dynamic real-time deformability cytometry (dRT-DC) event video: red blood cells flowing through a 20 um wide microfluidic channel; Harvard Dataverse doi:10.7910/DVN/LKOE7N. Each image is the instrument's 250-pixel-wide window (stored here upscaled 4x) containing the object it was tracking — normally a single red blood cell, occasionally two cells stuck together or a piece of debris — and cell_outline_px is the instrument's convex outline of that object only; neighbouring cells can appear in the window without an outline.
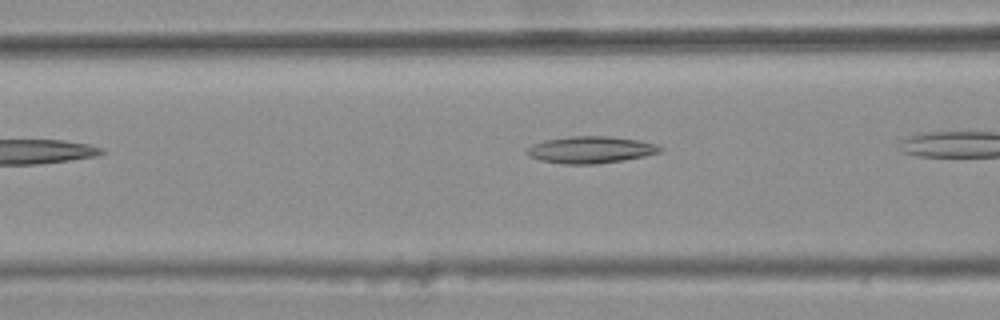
{"species": "common noctule bat (a hibernating species)", "species_latin": "Nyctalus noctula", "temperature_condition": "warm", "stored_images_in_passage": 7, "camera_frame_rate_fps": 3000, "um_per_image_px": 0.085, "animal": {"sex": "female", "body_mass_g": 25.1}, "frame": {"image": 1, "passage_image": 4, "time_ms": 1.0, "image_size_px": [1000, 320], "cell_outline_px": [[664, 148], [660, 152], [644, 156], [624, 160], [592, 164], [564, 164], [540, 160], [528, 156], [524, 152], [532, 144], [544, 140], [568, 136], [608, 136], [640, 140], [656, 144]], "centroid_in_image_um": [50.19, 12.72], "position_along_channel_um": 116.4, "area_um2": 20.98}}